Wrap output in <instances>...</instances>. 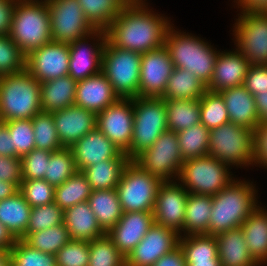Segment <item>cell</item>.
Listing matches in <instances>:
<instances>
[{"instance_id": "1", "label": "cell", "mask_w": 267, "mask_h": 266, "mask_svg": "<svg viewBox=\"0 0 267 266\" xmlns=\"http://www.w3.org/2000/svg\"><path fill=\"white\" fill-rule=\"evenodd\" d=\"M147 0H131L106 30L117 48L143 54L165 44L170 17L158 14Z\"/></svg>"}, {"instance_id": "2", "label": "cell", "mask_w": 267, "mask_h": 266, "mask_svg": "<svg viewBox=\"0 0 267 266\" xmlns=\"http://www.w3.org/2000/svg\"><path fill=\"white\" fill-rule=\"evenodd\" d=\"M251 180L236 178L226 188L212 196V212L208 234L218 235L241 227L246 218L261 203L258 188Z\"/></svg>"}, {"instance_id": "3", "label": "cell", "mask_w": 267, "mask_h": 266, "mask_svg": "<svg viewBox=\"0 0 267 266\" xmlns=\"http://www.w3.org/2000/svg\"><path fill=\"white\" fill-rule=\"evenodd\" d=\"M174 67L188 70L206 86L211 81L219 50L204 38L175 28L172 24L165 36Z\"/></svg>"}, {"instance_id": "4", "label": "cell", "mask_w": 267, "mask_h": 266, "mask_svg": "<svg viewBox=\"0 0 267 266\" xmlns=\"http://www.w3.org/2000/svg\"><path fill=\"white\" fill-rule=\"evenodd\" d=\"M40 112L41 83L27 69L0 77V121L32 119Z\"/></svg>"}, {"instance_id": "5", "label": "cell", "mask_w": 267, "mask_h": 266, "mask_svg": "<svg viewBox=\"0 0 267 266\" xmlns=\"http://www.w3.org/2000/svg\"><path fill=\"white\" fill-rule=\"evenodd\" d=\"M9 36L26 56L51 41L46 0H17Z\"/></svg>"}, {"instance_id": "6", "label": "cell", "mask_w": 267, "mask_h": 266, "mask_svg": "<svg viewBox=\"0 0 267 266\" xmlns=\"http://www.w3.org/2000/svg\"><path fill=\"white\" fill-rule=\"evenodd\" d=\"M209 138V156L231 168L253 167V130L228 122L211 129Z\"/></svg>"}, {"instance_id": "7", "label": "cell", "mask_w": 267, "mask_h": 266, "mask_svg": "<svg viewBox=\"0 0 267 266\" xmlns=\"http://www.w3.org/2000/svg\"><path fill=\"white\" fill-rule=\"evenodd\" d=\"M231 169L207 155L185 160L177 180L189 193L214 196L236 179Z\"/></svg>"}, {"instance_id": "8", "label": "cell", "mask_w": 267, "mask_h": 266, "mask_svg": "<svg viewBox=\"0 0 267 266\" xmlns=\"http://www.w3.org/2000/svg\"><path fill=\"white\" fill-rule=\"evenodd\" d=\"M134 121L130 154L134 160L143 151L149 149L159 136L168 130L166 105L163 98H133Z\"/></svg>"}, {"instance_id": "9", "label": "cell", "mask_w": 267, "mask_h": 266, "mask_svg": "<svg viewBox=\"0 0 267 266\" xmlns=\"http://www.w3.org/2000/svg\"><path fill=\"white\" fill-rule=\"evenodd\" d=\"M141 55L117 48L107 39L102 56V73L119 98L139 97Z\"/></svg>"}, {"instance_id": "10", "label": "cell", "mask_w": 267, "mask_h": 266, "mask_svg": "<svg viewBox=\"0 0 267 266\" xmlns=\"http://www.w3.org/2000/svg\"><path fill=\"white\" fill-rule=\"evenodd\" d=\"M162 182L160 178L130 160L116 187L123 212H153L158 188Z\"/></svg>"}, {"instance_id": "11", "label": "cell", "mask_w": 267, "mask_h": 266, "mask_svg": "<svg viewBox=\"0 0 267 266\" xmlns=\"http://www.w3.org/2000/svg\"><path fill=\"white\" fill-rule=\"evenodd\" d=\"M133 161L162 181L177 180L184 162L178 134L170 130L164 131L149 149L143 151Z\"/></svg>"}, {"instance_id": "12", "label": "cell", "mask_w": 267, "mask_h": 266, "mask_svg": "<svg viewBox=\"0 0 267 266\" xmlns=\"http://www.w3.org/2000/svg\"><path fill=\"white\" fill-rule=\"evenodd\" d=\"M232 26L234 46L250 65H267V14H237Z\"/></svg>"}, {"instance_id": "13", "label": "cell", "mask_w": 267, "mask_h": 266, "mask_svg": "<svg viewBox=\"0 0 267 266\" xmlns=\"http://www.w3.org/2000/svg\"><path fill=\"white\" fill-rule=\"evenodd\" d=\"M50 13L51 38L71 43L95 30L86 20L78 0H46Z\"/></svg>"}, {"instance_id": "14", "label": "cell", "mask_w": 267, "mask_h": 266, "mask_svg": "<svg viewBox=\"0 0 267 266\" xmlns=\"http://www.w3.org/2000/svg\"><path fill=\"white\" fill-rule=\"evenodd\" d=\"M106 41V31L95 29L87 36L69 43L68 75L73 80H84L102 72V56Z\"/></svg>"}, {"instance_id": "15", "label": "cell", "mask_w": 267, "mask_h": 266, "mask_svg": "<svg viewBox=\"0 0 267 266\" xmlns=\"http://www.w3.org/2000/svg\"><path fill=\"white\" fill-rule=\"evenodd\" d=\"M133 121V98H119L97 114L96 128L128 156L133 136Z\"/></svg>"}, {"instance_id": "16", "label": "cell", "mask_w": 267, "mask_h": 266, "mask_svg": "<svg viewBox=\"0 0 267 266\" xmlns=\"http://www.w3.org/2000/svg\"><path fill=\"white\" fill-rule=\"evenodd\" d=\"M69 44L49 41L26 57V69L40 83L68 75Z\"/></svg>"}, {"instance_id": "17", "label": "cell", "mask_w": 267, "mask_h": 266, "mask_svg": "<svg viewBox=\"0 0 267 266\" xmlns=\"http://www.w3.org/2000/svg\"><path fill=\"white\" fill-rule=\"evenodd\" d=\"M188 195L189 192L178 180L163 181L155 199L154 222L180 233L184 226Z\"/></svg>"}, {"instance_id": "18", "label": "cell", "mask_w": 267, "mask_h": 266, "mask_svg": "<svg viewBox=\"0 0 267 266\" xmlns=\"http://www.w3.org/2000/svg\"><path fill=\"white\" fill-rule=\"evenodd\" d=\"M174 68L165 45L143 53L141 55L139 97L161 98Z\"/></svg>"}, {"instance_id": "19", "label": "cell", "mask_w": 267, "mask_h": 266, "mask_svg": "<svg viewBox=\"0 0 267 266\" xmlns=\"http://www.w3.org/2000/svg\"><path fill=\"white\" fill-rule=\"evenodd\" d=\"M179 233L154 223L141 242L126 257L127 266H152L179 246Z\"/></svg>"}, {"instance_id": "20", "label": "cell", "mask_w": 267, "mask_h": 266, "mask_svg": "<svg viewBox=\"0 0 267 266\" xmlns=\"http://www.w3.org/2000/svg\"><path fill=\"white\" fill-rule=\"evenodd\" d=\"M52 116L60 143L65 148H70L97 125V114L76 105L55 111Z\"/></svg>"}, {"instance_id": "21", "label": "cell", "mask_w": 267, "mask_h": 266, "mask_svg": "<svg viewBox=\"0 0 267 266\" xmlns=\"http://www.w3.org/2000/svg\"><path fill=\"white\" fill-rule=\"evenodd\" d=\"M154 223L153 212H124L107 235L113 240L118 250L127 257Z\"/></svg>"}, {"instance_id": "22", "label": "cell", "mask_w": 267, "mask_h": 266, "mask_svg": "<svg viewBox=\"0 0 267 266\" xmlns=\"http://www.w3.org/2000/svg\"><path fill=\"white\" fill-rule=\"evenodd\" d=\"M250 63L236 48L219 50L211 81L206 90L220 92L232 87L242 86L250 68Z\"/></svg>"}, {"instance_id": "23", "label": "cell", "mask_w": 267, "mask_h": 266, "mask_svg": "<svg viewBox=\"0 0 267 266\" xmlns=\"http://www.w3.org/2000/svg\"><path fill=\"white\" fill-rule=\"evenodd\" d=\"M70 149L77 171L104 160L116 159L123 153L98 128L83 136Z\"/></svg>"}, {"instance_id": "24", "label": "cell", "mask_w": 267, "mask_h": 266, "mask_svg": "<svg viewBox=\"0 0 267 266\" xmlns=\"http://www.w3.org/2000/svg\"><path fill=\"white\" fill-rule=\"evenodd\" d=\"M119 99L113 87L101 72L77 81L74 105L98 114Z\"/></svg>"}, {"instance_id": "25", "label": "cell", "mask_w": 267, "mask_h": 266, "mask_svg": "<svg viewBox=\"0 0 267 266\" xmlns=\"http://www.w3.org/2000/svg\"><path fill=\"white\" fill-rule=\"evenodd\" d=\"M225 102L231 123L254 130L259 125L254 96L242 85L219 92Z\"/></svg>"}, {"instance_id": "26", "label": "cell", "mask_w": 267, "mask_h": 266, "mask_svg": "<svg viewBox=\"0 0 267 266\" xmlns=\"http://www.w3.org/2000/svg\"><path fill=\"white\" fill-rule=\"evenodd\" d=\"M63 223L69 232L70 238L74 240L91 242L106 234L99 226L87 201L66 209Z\"/></svg>"}, {"instance_id": "27", "label": "cell", "mask_w": 267, "mask_h": 266, "mask_svg": "<svg viewBox=\"0 0 267 266\" xmlns=\"http://www.w3.org/2000/svg\"><path fill=\"white\" fill-rule=\"evenodd\" d=\"M179 247L187 266H221L218 258L216 236L210 234H194L182 236Z\"/></svg>"}, {"instance_id": "28", "label": "cell", "mask_w": 267, "mask_h": 266, "mask_svg": "<svg viewBox=\"0 0 267 266\" xmlns=\"http://www.w3.org/2000/svg\"><path fill=\"white\" fill-rule=\"evenodd\" d=\"M221 266H260L251 256L241 227L216 235Z\"/></svg>"}, {"instance_id": "29", "label": "cell", "mask_w": 267, "mask_h": 266, "mask_svg": "<svg viewBox=\"0 0 267 266\" xmlns=\"http://www.w3.org/2000/svg\"><path fill=\"white\" fill-rule=\"evenodd\" d=\"M261 204L246 218L241 228L252 258L260 266H267V209Z\"/></svg>"}, {"instance_id": "30", "label": "cell", "mask_w": 267, "mask_h": 266, "mask_svg": "<svg viewBox=\"0 0 267 266\" xmlns=\"http://www.w3.org/2000/svg\"><path fill=\"white\" fill-rule=\"evenodd\" d=\"M77 81L69 75L41 82L42 112L53 113L74 105Z\"/></svg>"}, {"instance_id": "31", "label": "cell", "mask_w": 267, "mask_h": 266, "mask_svg": "<svg viewBox=\"0 0 267 266\" xmlns=\"http://www.w3.org/2000/svg\"><path fill=\"white\" fill-rule=\"evenodd\" d=\"M129 162L130 159L123 152L116 159H108L99 164H92L81 172L88 180L92 191L116 189L123 170Z\"/></svg>"}, {"instance_id": "32", "label": "cell", "mask_w": 267, "mask_h": 266, "mask_svg": "<svg viewBox=\"0 0 267 266\" xmlns=\"http://www.w3.org/2000/svg\"><path fill=\"white\" fill-rule=\"evenodd\" d=\"M31 208L20 191L0 200V222L16 239H21L26 233Z\"/></svg>"}, {"instance_id": "33", "label": "cell", "mask_w": 267, "mask_h": 266, "mask_svg": "<svg viewBox=\"0 0 267 266\" xmlns=\"http://www.w3.org/2000/svg\"><path fill=\"white\" fill-rule=\"evenodd\" d=\"M87 202L105 233L116 225L124 213L116 189L92 191Z\"/></svg>"}, {"instance_id": "34", "label": "cell", "mask_w": 267, "mask_h": 266, "mask_svg": "<svg viewBox=\"0 0 267 266\" xmlns=\"http://www.w3.org/2000/svg\"><path fill=\"white\" fill-rule=\"evenodd\" d=\"M212 212V196L189 193L180 237L194 234H208Z\"/></svg>"}, {"instance_id": "35", "label": "cell", "mask_w": 267, "mask_h": 266, "mask_svg": "<svg viewBox=\"0 0 267 266\" xmlns=\"http://www.w3.org/2000/svg\"><path fill=\"white\" fill-rule=\"evenodd\" d=\"M206 91L203 84L188 70L175 67L171 73L163 93L164 100H197Z\"/></svg>"}, {"instance_id": "36", "label": "cell", "mask_w": 267, "mask_h": 266, "mask_svg": "<svg viewBox=\"0 0 267 266\" xmlns=\"http://www.w3.org/2000/svg\"><path fill=\"white\" fill-rule=\"evenodd\" d=\"M86 20L94 29L107 30L131 0H78Z\"/></svg>"}, {"instance_id": "37", "label": "cell", "mask_w": 267, "mask_h": 266, "mask_svg": "<svg viewBox=\"0 0 267 266\" xmlns=\"http://www.w3.org/2000/svg\"><path fill=\"white\" fill-rule=\"evenodd\" d=\"M168 130L176 133L201 123L200 99L165 100Z\"/></svg>"}, {"instance_id": "38", "label": "cell", "mask_w": 267, "mask_h": 266, "mask_svg": "<svg viewBox=\"0 0 267 266\" xmlns=\"http://www.w3.org/2000/svg\"><path fill=\"white\" fill-rule=\"evenodd\" d=\"M92 189L81 171H77L63 184L55 187L54 202L63 210L88 201Z\"/></svg>"}, {"instance_id": "39", "label": "cell", "mask_w": 267, "mask_h": 266, "mask_svg": "<svg viewBox=\"0 0 267 266\" xmlns=\"http://www.w3.org/2000/svg\"><path fill=\"white\" fill-rule=\"evenodd\" d=\"M209 132L199 123L177 133L183 161L208 155Z\"/></svg>"}, {"instance_id": "40", "label": "cell", "mask_w": 267, "mask_h": 266, "mask_svg": "<svg viewBox=\"0 0 267 266\" xmlns=\"http://www.w3.org/2000/svg\"><path fill=\"white\" fill-rule=\"evenodd\" d=\"M71 240L64 223L41 231L29 233L23 241L34 249L56 255Z\"/></svg>"}, {"instance_id": "41", "label": "cell", "mask_w": 267, "mask_h": 266, "mask_svg": "<svg viewBox=\"0 0 267 266\" xmlns=\"http://www.w3.org/2000/svg\"><path fill=\"white\" fill-rule=\"evenodd\" d=\"M201 123L209 130L229 121L228 111L219 92L206 90L200 98Z\"/></svg>"}, {"instance_id": "42", "label": "cell", "mask_w": 267, "mask_h": 266, "mask_svg": "<svg viewBox=\"0 0 267 266\" xmlns=\"http://www.w3.org/2000/svg\"><path fill=\"white\" fill-rule=\"evenodd\" d=\"M88 266H124L126 257L114 245L107 233L89 242Z\"/></svg>"}, {"instance_id": "43", "label": "cell", "mask_w": 267, "mask_h": 266, "mask_svg": "<svg viewBox=\"0 0 267 266\" xmlns=\"http://www.w3.org/2000/svg\"><path fill=\"white\" fill-rule=\"evenodd\" d=\"M35 148L55 152L63 149L52 113L40 112L32 118Z\"/></svg>"}, {"instance_id": "44", "label": "cell", "mask_w": 267, "mask_h": 266, "mask_svg": "<svg viewBox=\"0 0 267 266\" xmlns=\"http://www.w3.org/2000/svg\"><path fill=\"white\" fill-rule=\"evenodd\" d=\"M76 172L77 168L75 166L73 153L70 148L64 147L61 150L51 153L44 180L53 187H57Z\"/></svg>"}, {"instance_id": "45", "label": "cell", "mask_w": 267, "mask_h": 266, "mask_svg": "<svg viewBox=\"0 0 267 266\" xmlns=\"http://www.w3.org/2000/svg\"><path fill=\"white\" fill-rule=\"evenodd\" d=\"M11 266H57L56 255L44 253L17 239L10 249Z\"/></svg>"}, {"instance_id": "46", "label": "cell", "mask_w": 267, "mask_h": 266, "mask_svg": "<svg viewBox=\"0 0 267 266\" xmlns=\"http://www.w3.org/2000/svg\"><path fill=\"white\" fill-rule=\"evenodd\" d=\"M4 123L11 136L12 149L18 157H23L35 148L32 119L9 120Z\"/></svg>"}, {"instance_id": "47", "label": "cell", "mask_w": 267, "mask_h": 266, "mask_svg": "<svg viewBox=\"0 0 267 266\" xmlns=\"http://www.w3.org/2000/svg\"><path fill=\"white\" fill-rule=\"evenodd\" d=\"M64 211L55 203L31 208L29 224L22 240L29 234L63 223Z\"/></svg>"}, {"instance_id": "48", "label": "cell", "mask_w": 267, "mask_h": 266, "mask_svg": "<svg viewBox=\"0 0 267 266\" xmlns=\"http://www.w3.org/2000/svg\"><path fill=\"white\" fill-rule=\"evenodd\" d=\"M26 57L9 35H0V77L26 69Z\"/></svg>"}, {"instance_id": "49", "label": "cell", "mask_w": 267, "mask_h": 266, "mask_svg": "<svg viewBox=\"0 0 267 266\" xmlns=\"http://www.w3.org/2000/svg\"><path fill=\"white\" fill-rule=\"evenodd\" d=\"M19 191L31 207L54 202L55 187L44 179L22 180Z\"/></svg>"}, {"instance_id": "50", "label": "cell", "mask_w": 267, "mask_h": 266, "mask_svg": "<svg viewBox=\"0 0 267 266\" xmlns=\"http://www.w3.org/2000/svg\"><path fill=\"white\" fill-rule=\"evenodd\" d=\"M89 242L71 239L56 254L57 266H88Z\"/></svg>"}, {"instance_id": "51", "label": "cell", "mask_w": 267, "mask_h": 266, "mask_svg": "<svg viewBox=\"0 0 267 266\" xmlns=\"http://www.w3.org/2000/svg\"><path fill=\"white\" fill-rule=\"evenodd\" d=\"M51 153L34 148L21 157L22 180L44 179Z\"/></svg>"}, {"instance_id": "52", "label": "cell", "mask_w": 267, "mask_h": 266, "mask_svg": "<svg viewBox=\"0 0 267 266\" xmlns=\"http://www.w3.org/2000/svg\"><path fill=\"white\" fill-rule=\"evenodd\" d=\"M253 167L267 169V123H259L253 130Z\"/></svg>"}, {"instance_id": "53", "label": "cell", "mask_w": 267, "mask_h": 266, "mask_svg": "<svg viewBox=\"0 0 267 266\" xmlns=\"http://www.w3.org/2000/svg\"><path fill=\"white\" fill-rule=\"evenodd\" d=\"M243 86L253 96L267 92V65H251Z\"/></svg>"}, {"instance_id": "54", "label": "cell", "mask_w": 267, "mask_h": 266, "mask_svg": "<svg viewBox=\"0 0 267 266\" xmlns=\"http://www.w3.org/2000/svg\"><path fill=\"white\" fill-rule=\"evenodd\" d=\"M0 180L15 183L20 187L22 182L20 157L0 156Z\"/></svg>"}, {"instance_id": "55", "label": "cell", "mask_w": 267, "mask_h": 266, "mask_svg": "<svg viewBox=\"0 0 267 266\" xmlns=\"http://www.w3.org/2000/svg\"><path fill=\"white\" fill-rule=\"evenodd\" d=\"M17 0H0V35H9Z\"/></svg>"}, {"instance_id": "56", "label": "cell", "mask_w": 267, "mask_h": 266, "mask_svg": "<svg viewBox=\"0 0 267 266\" xmlns=\"http://www.w3.org/2000/svg\"><path fill=\"white\" fill-rule=\"evenodd\" d=\"M233 8H237L239 13H266L267 0H233Z\"/></svg>"}, {"instance_id": "57", "label": "cell", "mask_w": 267, "mask_h": 266, "mask_svg": "<svg viewBox=\"0 0 267 266\" xmlns=\"http://www.w3.org/2000/svg\"><path fill=\"white\" fill-rule=\"evenodd\" d=\"M152 266H187L183 251L178 246L173 251L164 254Z\"/></svg>"}, {"instance_id": "58", "label": "cell", "mask_w": 267, "mask_h": 266, "mask_svg": "<svg viewBox=\"0 0 267 266\" xmlns=\"http://www.w3.org/2000/svg\"><path fill=\"white\" fill-rule=\"evenodd\" d=\"M0 156L18 157L14 149H12V141L8 127L2 121H0Z\"/></svg>"}, {"instance_id": "59", "label": "cell", "mask_w": 267, "mask_h": 266, "mask_svg": "<svg viewBox=\"0 0 267 266\" xmlns=\"http://www.w3.org/2000/svg\"><path fill=\"white\" fill-rule=\"evenodd\" d=\"M259 123H267V92L254 95Z\"/></svg>"}, {"instance_id": "60", "label": "cell", "mask_w": 267, "mask_h": 266, "mask_svg": "<svg viewBox=\"0 0 267 266\" xmlns=\"http://www.w3.org/2000/svg\"><path fill=\"white\" fill-rule=\"evenodd\" d=\"M16 241L8 228L0 222V249L10 250Z\"/></svg>"}, {"instance_id": "61", "label": "cell", "mask_w": 267, "mask_h": 266, "mask_svg": "<svg viewBox=\"0 0 267 266\" xmlns=\"http://www.w3.org/2000/svg\"><path fill=\"white\" fill-rule=\"evenodd\" d=\"M19 191V187L15 183L0 180V200L13 196Z\"/></svg>"}, {"instance_id": "62", "label": "cell", "mask_w": 267, "mask_h": 266, "mask_svg": "<svg viewBox=\"0 0 267 266\" xmlns=\"http://www.w3.org/2000/svg\"><path fill=\"white\" fill-rule=\"evenodd\" d=\"M0 266H11L10 250L0 249Z\"/></svg>"}]
</instances>
